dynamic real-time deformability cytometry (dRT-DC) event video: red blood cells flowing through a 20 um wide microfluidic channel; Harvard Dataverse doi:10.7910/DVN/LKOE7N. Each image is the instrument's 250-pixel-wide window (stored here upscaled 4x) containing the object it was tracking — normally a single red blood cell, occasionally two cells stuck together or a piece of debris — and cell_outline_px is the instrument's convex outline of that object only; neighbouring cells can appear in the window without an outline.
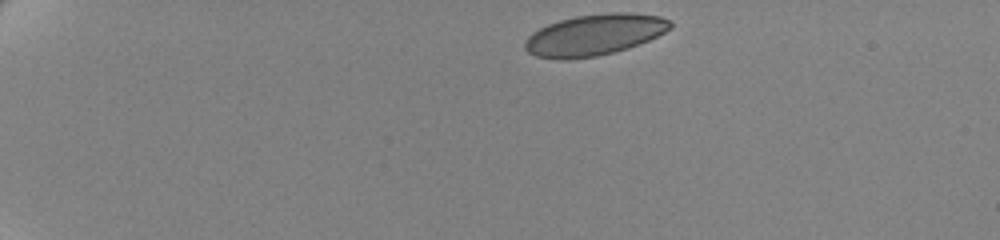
{"species": "human", "species_latin": "Homo sapiens", "temperature_condition": "cold", "stored_images_in_passage": 48, "camera_frame_rate_fps": 3000, "um_per_image_px": 0.085, "donor": {"sex": "female"}, "frame": {"image": 1, "passage_image": 1, "time_ms": 0.0, "image_size_px": [1000, 240], "cell_outline_px": [[672, 28], [648, 40], [628, 48], [596, 56], [568, 60], [560, 60], [536, 56], [528, 52], [524, 48], [524, 40], [532, 32], [548, 24], [560, 20], [576, 16], [608, 12], [632, 12], [660, 16], [668, 20], [672, 24]], "centroid_in_image_um": [50.5, 2.96], "position_along_channel_um": 34.5, "area_um2": 34.97}}
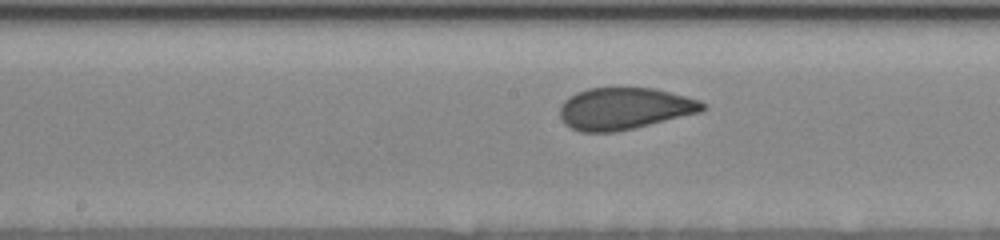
{"frame": {"image": 2, "passage_image": 23, "time_ms": 7.333, "image_size_px": [1000, 240], "cell_outline_px": [[708, 108], [700, 112], [616, 132], [580, 132], [564, 124], [560, 116], [560, 108], [564, 100], [568, 96], [576, 92], [588, 88], [656, 88], [700, 100], [708, 104]], "centroid_in_image_um": [53.07, 9.22], "position_along_channel_um": 195.1, "area_um2": 34.91}}
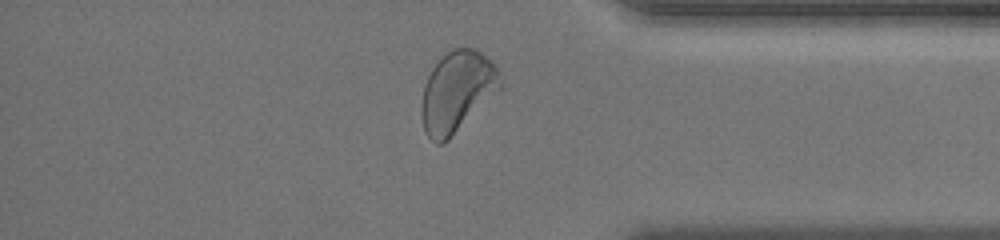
{"frame": {"image": 3, "passage_image": 41, "time_ms": 13.333, "image_size_px": [1000, 240], "cell_outline_px": [[504, 88], [444, 144], [436, 144], [424, 132], [420, 116], [420, 104], [424, 84], [432, 68], [448, 52], [456, 48], [476, 48], [492, 60], [504, 84]], "centroid_in_image_um": [38.87, 7.83], "position_along_channel_um": 396.3, "area_um2": 37.8}, "authors_computed_cell_mechanics": {"area_um2": 35.4025, "velocity_mm_per_s": 3.4662, "shape_relaxation_time_tau1_ms": 6.4916, "shape_relaxation_time_tau2_ms": null, "deformation_change_tau1": 0.1382, "deformation_change_tau2": null}}